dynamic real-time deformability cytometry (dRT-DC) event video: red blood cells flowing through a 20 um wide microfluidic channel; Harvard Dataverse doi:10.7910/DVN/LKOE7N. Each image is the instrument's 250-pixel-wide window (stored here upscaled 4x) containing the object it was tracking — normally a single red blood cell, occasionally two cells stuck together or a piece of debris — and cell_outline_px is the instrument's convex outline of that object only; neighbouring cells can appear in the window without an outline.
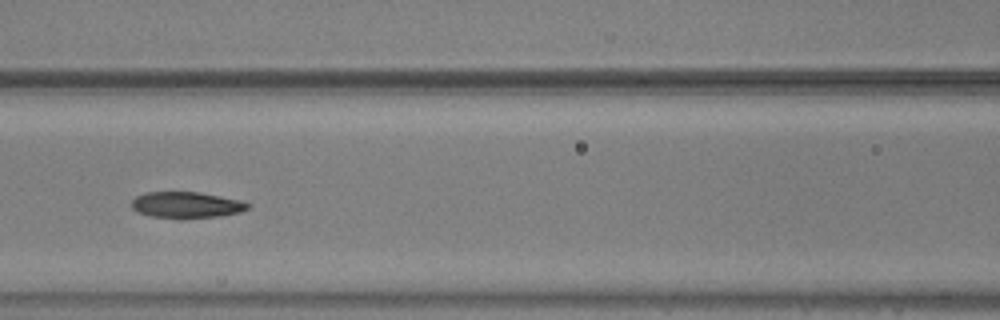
{"species": "common noctule bat (a hibernating species)", "species_latin": "Nyctalus noctula", "temperature_condition": "warm", "stored_images_in_passage": 12, "camera_frame_rate_fps": 3000, "um_per_image_px": 0.085, "animal": {"sex": "male", "body_mass_g": 20.5, "forearm_length_mm": 52.5}, "frame": {"image": 1, "passage_image": 9, "time_ms": 2.667, "image_size_px": [1000, 320], "cell_outline_px": [[248, 208], [240, 212], [220, 216], [180, 220], [176, 220], [148, 216], [136, 212], [132, 208], [132, 200], [136, 196], [144, 192], [200, 192], [240, 200], [248, 204]], "centroid_in_image_um": [15.78, 17.45], "position_along_channel_um": 150.8, "area_um2": 18.21}}